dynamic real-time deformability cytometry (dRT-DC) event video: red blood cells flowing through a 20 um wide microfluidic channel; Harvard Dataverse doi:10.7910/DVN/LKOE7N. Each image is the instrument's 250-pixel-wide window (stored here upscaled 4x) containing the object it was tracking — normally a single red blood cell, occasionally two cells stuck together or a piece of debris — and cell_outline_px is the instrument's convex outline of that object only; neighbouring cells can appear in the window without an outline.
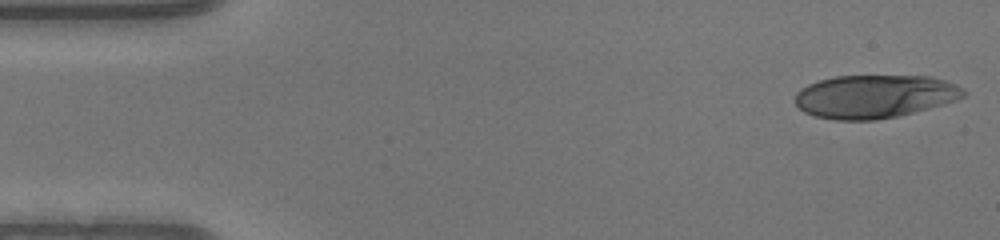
{"species": "human", "species_latin": "Homo sapiens", "temperature_condition": "warm", "stored_images_in_passage": 48, "camera_frame_rate_fps": 3000, "um_per_image_px": 0.085, "donor": {"sex": "male"}, "frame": {"image": 1, "passage_image": 1, "time_ms": 0.0, "image_size_px": [1000, 240], "cell_outline_px": [[968, 92], [964, 96], [956, 100], [944, 104], [896, 116], [876, 120], [836, 120], [816, 116], [804, 112], [796, 104], [796, 92], [800, 88], [808, 84], [820, 80], [836, 76], [928, 76], [944, 80], [956, 84], [964, 88]], "centroid_in_image_um": [74.35, 8.19], "position_along_channel_um": 10.6, "area_um2": 42.37}}
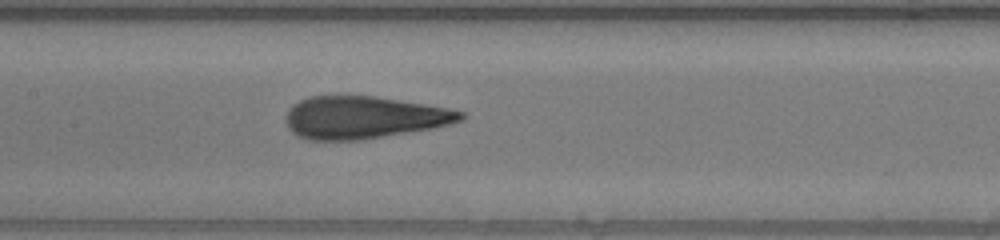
{"frame": {"image": 2, "passage_image": 22, "time_ms": 7.0, "image_size_px": [1000, 240], "cell_outline_px": [[464, 120], [452, 124], [356, 140], [308, 140], [296, 136], [288, 128], [288, 108], [292, 104], [300, 100], [312, 96], [376, 96], [448, 108], [464, 112]], "centroid_in_image_um": [30.89, 9.97], "position_along_channel_um": 176.5, "area_um2": 42.66}}
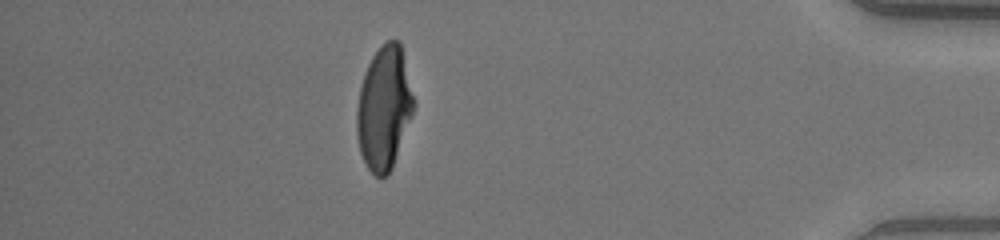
{"frame": {"image": 3, "passage_image": 42, "time_ms": 13.667, "image_size_px": [1000, 240], "cell_outline_px": [[416, 104], [412, 116], [392, 168], [384, 176], [376, 176], [368, 168], [360, 152], [356, 136], [356, 108], [360, 88], [368, 64], [372, 56], [388, 40], [400, 40]], "centroid_in_image_um": [32.65, 9.18], "position_along_channel_um": 402.5, "area_um2": 40.86}}